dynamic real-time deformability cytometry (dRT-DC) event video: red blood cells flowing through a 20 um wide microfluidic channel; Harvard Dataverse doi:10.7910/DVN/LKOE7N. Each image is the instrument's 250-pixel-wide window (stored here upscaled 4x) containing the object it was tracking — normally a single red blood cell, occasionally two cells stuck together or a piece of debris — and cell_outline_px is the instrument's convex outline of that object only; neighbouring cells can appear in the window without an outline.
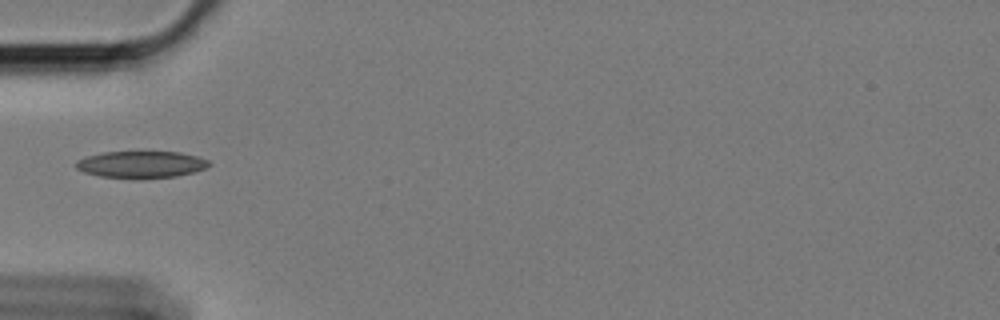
{"species": "Egyptian fruit bat (a non-hibernating species)", "species_latin": "Rousettus aegyptiacus", "temperature_condition": "cold", "stored_images_in_passage": 14, "camera_frame_rate_fps": 3000, "um_per_image_px": 0.085, "animal": {"sex": "female"}, "frame": {"image": 1, "passage_image": 1, "time_ms": 0.0, "image_size_px": [1000, 320], "cell_outline_px": [[212, 164], [204, 168], [192, 172], [176, 176], [136, 180], [100, 176], [84, 172], [76, 168], [76, 160], [88, 156], [104, 152], [180, 152], [196, 156], [208, 160]], "centroid_in_image_um": [11.98, 14.0], "position_along_channel_um": 73.0, "area_um2": 20.98}}
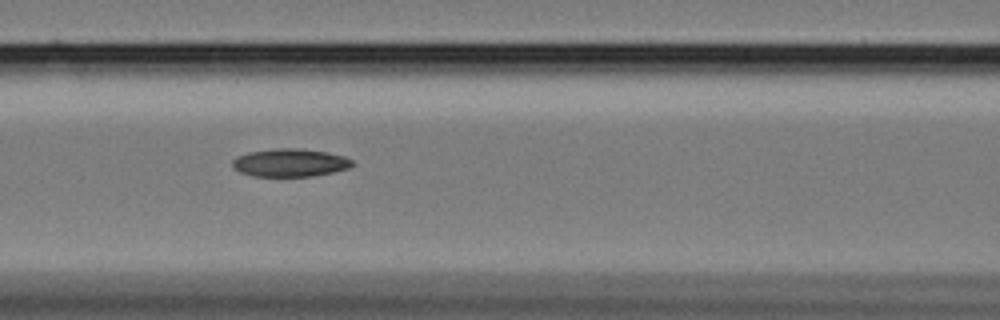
{"frame": {"image": 2, "passage_image": 7, "time_ms": 2.0, "image_size_px": [1000, 320], "cell_outline_px": [[356, 164], [348, 168], [332, 172], [312, 176], [252, 176], [240, 172], [232, 168], [232, 160], [236, 156], [248, 152], [272, 148], [300, 148], [324, 152], [344, 156], [352, 160]], "centroid_in_image_um": [24.61, 13.82], "position_along_channel_um": 142.0, "area_um2": 19.65}}
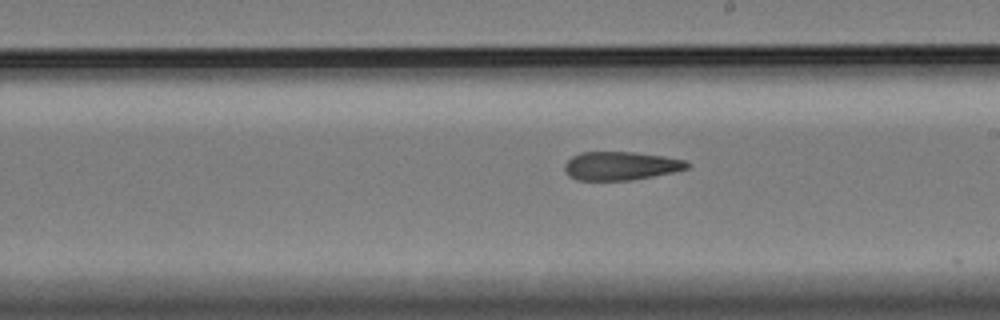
{"frame": {"image": 3, "passage_image": 12, "time_ms": 3.667, "image_size_px": [1000, 320], "cell_outline_px": [[692, 164], [688, 168], [672, 172], [632, 180], [576, 180], [568, 176], [564, 168], [564, 164], [572, 156], [580, 152], [636, 152], [664, 156], [684, 160]], "centroid_in_image_um": [52.74, 14.09], "position_along_channel_um": 236.3, "area_um2": 20.4}}